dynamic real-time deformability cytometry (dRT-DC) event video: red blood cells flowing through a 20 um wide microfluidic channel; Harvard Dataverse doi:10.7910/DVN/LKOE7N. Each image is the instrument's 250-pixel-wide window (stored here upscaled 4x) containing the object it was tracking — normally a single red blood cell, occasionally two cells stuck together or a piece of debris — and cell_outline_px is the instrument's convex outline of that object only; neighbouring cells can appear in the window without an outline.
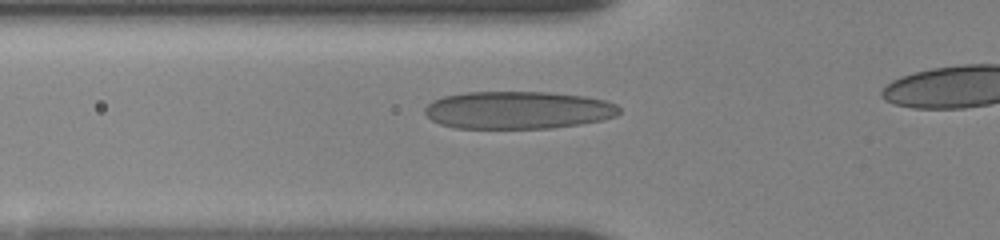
{"species": "human", "species_latin": "Homo sapiens", "temperature_condition": "room temperature", "stored_images_in_passage": 16, "segment_of_instrument_passage": [1, 2], "camera_frame_rate_fps": 3000, "um_per_image_px": 0.085, "donor": {"sex": "female"}, "frame": {"image": 1, "passage_image": 7, "time_ms": 4.333, "image_size_px": [1000, 240], "cell_outline_px": [[620, 112], [616, 116], [604, 120], [580, 124], [552, 128], [456, 128], [440, 124], [432, 120], [424, 112], [424, 108], [432, 100], [444, 96], [468, 92], [548, 92], [584, 96], [604, 100], [616, 104], [620, 108]], "centroid_in_image_um": [44.04, 9.36], "position_along_channel_um": 81.8, "area_um2": 42.77}}
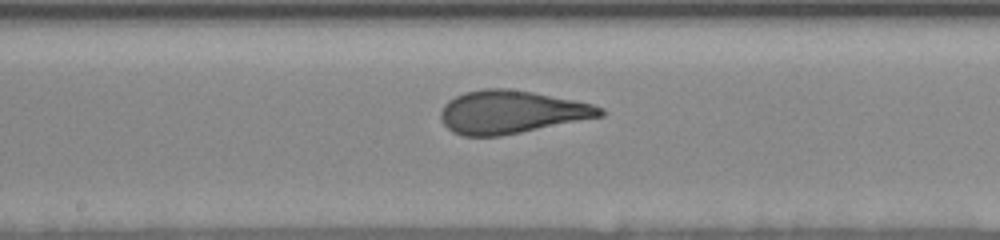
{"frame": {"image": 2, "passage_image": 12, "time_ms": 7.667, "image_size_px": [1000, 240], "cell_outline_px": [[604, 116], [500, 136], [464, 136], [452, 132], [444, 124], [440, 116], [440, 112], [444, 104], [448, 100], [464, 92], [484, 88], [504, 88], [532, 92], [592, 104], [604, 108]], "centroid_in_image_um": [43.44, 9.52], "position_along_channel_um": 204.8, "area_um2": 39.77}}
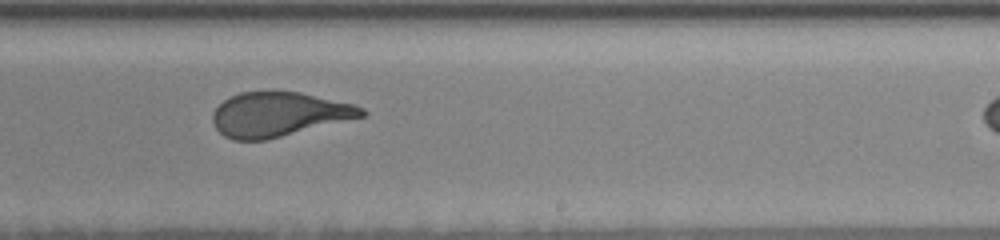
{"frame": {"image": 3, "passage_image": 14, "time_ms": 9.333, "image_size_px": [1000, 240], "cell_outline_px": [[368, 112], [364, 116], [264, 140], [232, 140], [224, 136], [216, 128], [212, 120], [212, 112], [224, 100], [240, 92], [272, 88], [300, 92], [352, 104], [364, 108]], "centroid_in_image_um": [23.65, 9.67], "position_along_channel_um": 265.4, "area_um2": 38.84}}